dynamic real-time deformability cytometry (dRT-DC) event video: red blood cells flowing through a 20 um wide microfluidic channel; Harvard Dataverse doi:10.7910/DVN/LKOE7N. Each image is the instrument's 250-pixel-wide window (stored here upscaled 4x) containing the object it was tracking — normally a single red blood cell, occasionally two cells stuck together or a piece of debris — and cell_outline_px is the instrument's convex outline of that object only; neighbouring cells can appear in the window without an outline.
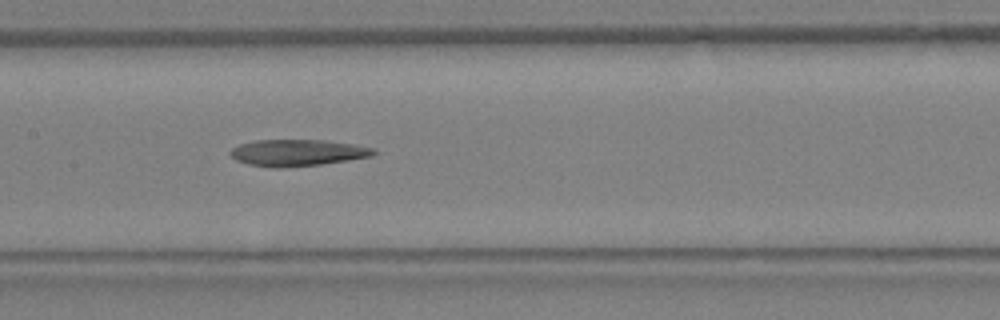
{"species": "Egyptian fruit bat (a non-hibernating species)", "species_latin": "Rousettus aegyptiacus", "temperature_condition": "warm", "stored_images_in_passage": 19, "camera_frame_rate_fps": 3000, "um_per_image_px": 0.085, "animal": {"sex": "female"}, "frame": {"image": 1, "passage_image": 14, "time_ms": 4.333, "image_size_px": [1000, 320], "cell_outline_px": [[376, 152], [372, 156], [348, 160], [320, 164], [280, 168], [272, 168], [248, 164], [236, 160], [228, 152], [232, 148], [240, 144], [256, 140], [320, 140], [352, 144], [372, 148]], "centroid_in_image_um": [25.23, 12.99], "position_along_channel_um": 182.2, "area_um2": 21.96}}
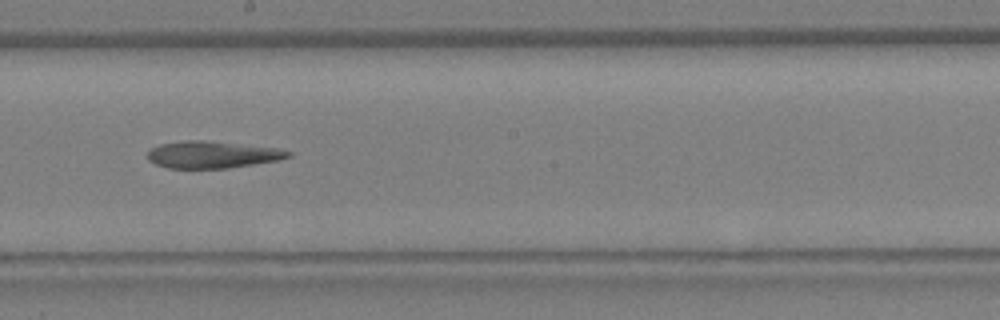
{"frame": {"image": 2, "passage_image": 16, "time_ms": 5.0, "image_size_px": [1000, 320], "cell_outline_px": [[292, 156], [276, 160], [228, 168], [168, 168], [156, 164], [148, 160], [148, 152], [152, 148], [160, 144], [184, 140], [204, 140], [276, 148], [292, 152]], "centroid_in_image_um": [18.01, 13.14], "position_along_channel_um": 230.2, "area_um2": 21.85}}
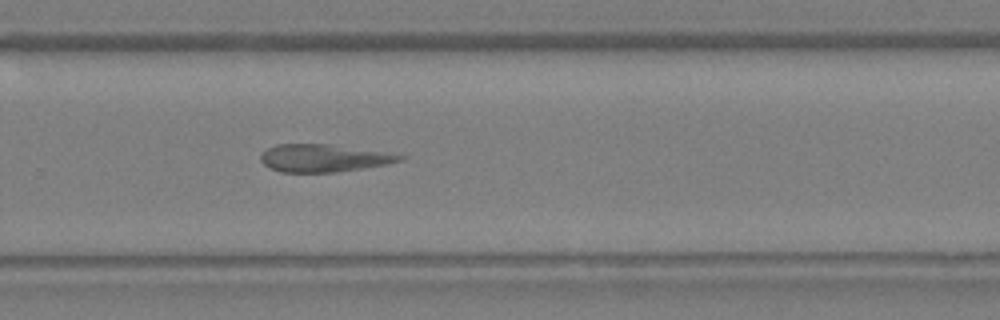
{"frame": {"image": 3, "passage_image": 19, "time_ms": 6.0, "image_size_px": [1000, 320], "cell_outline_px": [[408, 156], [404, 160], [388, 164], [364, 168], [336, 172], [280, 172], [264, 164], [260, 160], [260, 156], [268, 148], [276, 144], [328, 144], [384, 152]], "centroid_in_image_um": [27.54, 13.44], "position_along_channel_um": 302.3, "area_um2": 22.25}}